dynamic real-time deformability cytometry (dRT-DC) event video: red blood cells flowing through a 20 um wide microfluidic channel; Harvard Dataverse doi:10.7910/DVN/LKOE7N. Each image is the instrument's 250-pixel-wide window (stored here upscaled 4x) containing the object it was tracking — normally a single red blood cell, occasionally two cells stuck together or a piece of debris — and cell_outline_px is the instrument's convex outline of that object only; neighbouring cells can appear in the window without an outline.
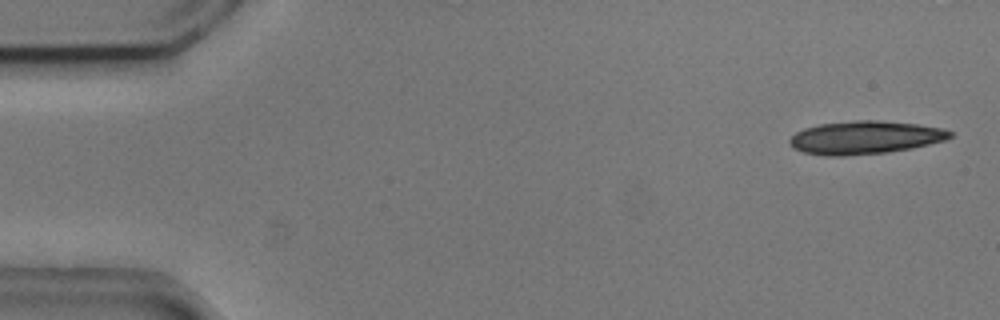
{"species": "common noctule bat (a hibernating species)", "species_latin": "Nyctalus noctula", "temperature_condition": "cold", "stored_images_in_passage": 4, "camera_frame_rate_fps": 3000, "um_per_image_px": 0.085, "animal": {"sex": "male", "body_mass_g": 20.5, "forearm_length_mm": 52.5}, "frame": {"image": 1, "passage_image": 1, "time_ms": 0.0, "image_size_px": [1000, 320], "cell_outline_px": [[952, 136], [944, 140], [912, 148], [888, 152], [840, 156], [828, 156], [804, 152], [796, 148], [788, 140], [796, 132], [804, 128], [820, 124], [856, 120], [876, 120], [916, 124], [944, 128], [952, 132]], "centroid_in_image_um": [73.54, 11.68], "position_along_channel_um": 11.5, "area_um2": 30.63}}